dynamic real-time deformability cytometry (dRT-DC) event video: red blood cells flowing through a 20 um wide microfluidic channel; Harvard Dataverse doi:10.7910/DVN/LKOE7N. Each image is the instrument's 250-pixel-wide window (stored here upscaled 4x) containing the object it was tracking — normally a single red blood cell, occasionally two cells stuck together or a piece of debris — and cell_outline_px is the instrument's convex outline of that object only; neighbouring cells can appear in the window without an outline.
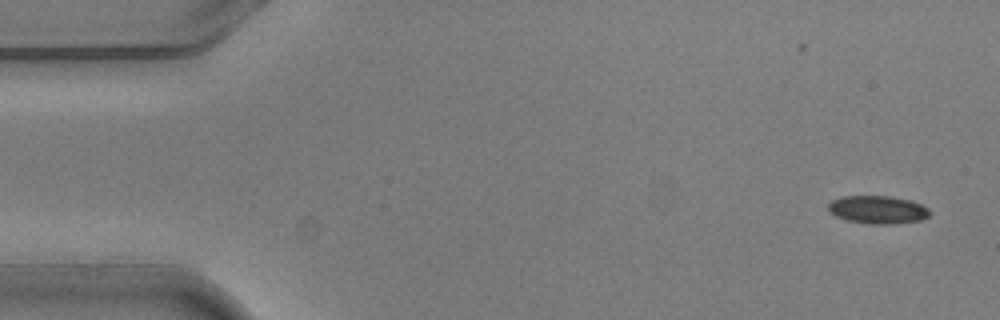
{"species": "common noctule bat (a hibernating species)", "species_latin": "Nyctalus noctula", "temperature_condition": "warm", "stored_images_in_passage": 6, "camera_frame_rate_fps": 3000, "um_per_image_px": 0.085, "animal": {"sex": "male", "body_mass_g": 20.5, "forearm_length_mm": 52.5}, "frame": {"image": 1, "passage_image": 1, "time_ms": 0.0, "image_size_px": [1000, 320], "cell_outline_px": [[932, 212], [928, 216], [920, 220], [892, 224], [868, 224], [848, 220], [836, 216], [828, 208], [828, 204], [832, 200], [840, 196], [892, 196], [912, 200], [928, 208]], "centroid_in_image_um": [74.63, 17.81], "position_along_channel_um": 10.4, "area_um2": 16.59}}
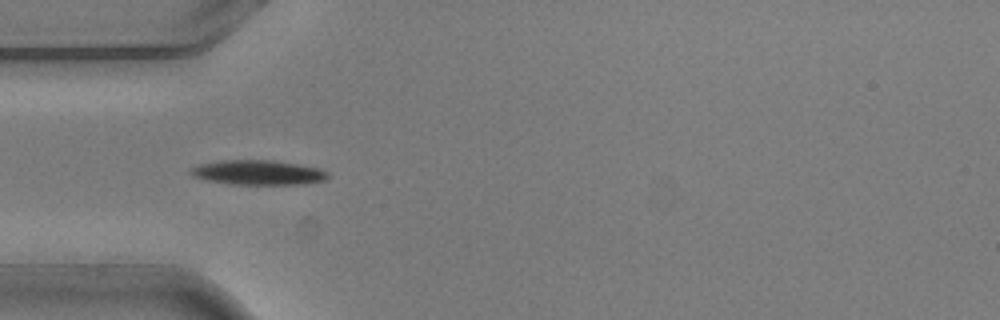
{"frame": {"image": 2, "passage_image": 5, "time_ms": 1.333, "image_size_px": [1000, 320], "cell_outline_px": [[328, 180], [304, 184], [228, 184], [208, 180], [192, 176], [188, 172], [188, 168], [196, 164], [220, 160], [272, 160], [320, 168], [328, 172]], "centroid_in_image_um": [21.89, 14.66], "position_along_channel_um": 63.1, "area_um2": 20.0}}